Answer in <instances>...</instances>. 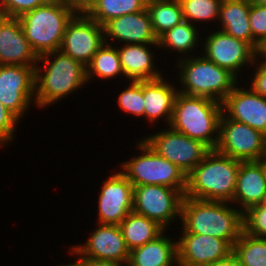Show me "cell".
<instances>
[{
    "label": "cell",
    "mask_w": 266,
    "mask_h": 266,
    "mask_svg": "<svg viewBox=\"0 0 266 266\" xmlns=\"http://www.w3.org/2000/svg\"><path fill=\"white\" fill-rule=\"evenodd\" d=\"M231 206V202L184 196L180 214L181 232L214 236L226 240L233 247L244 231V223L243 212Z\"/></svg>",
    "instance_id": "cell-1"
},
{
    "label": "cell",
    "mask_w": 266,
    "mask_h": 266,
    "mask_svg": "<svg viewBox=\"0 0 266 266\" xmlns=\"http://www.w3.org/2000/svg\"><path fill=\"white\" fill-rule=\"evenodd\" d=\"M87 82L86 67L62 51L40 55L35 66L36 107L48 108L77 92L75 90L81 89Z\"/></svg>",
    "instance_id": "cell-2"
},
{
    "label": "cell",
    "mask_w": 266,
    "mask_h": 266,
    "mask_svg": "<svg viewBox=\"0 0 266 266\" xmlns=\"http://www.w3.org/2000/svg\"><path fill=\"white\" fill-rule=\"evenodd\" d=\"M240 161L211 149L187 175L185 197L232 202Z\"/></svg>",
    "instance_id": "cell-3"
},
{
    "label": "cell",
    "mask_w": 266,
    "mask_h": 266,
    "mask_svg": "<svg viewBox=\"0 0 266 266\" xmlns=\"http://www.w3.org/2000/svg\"><path fill=\"white\" fill-rule=\"evenodd\" d=\"M222 114V103L206 97L190 96L178 92L169 127L203 142L210 149H215Z\"/></svg>",
    "instance_id": "cell-4"
},
{
    "label": "cell",
    "mask_w": 266,
    "mask_h": 266,
    "mask_svg": "<svg viewBox=\"0 0 266 266\" xmlns=\"http://www.w3.org/2000/svg\"><path fill=\"white\" fill-rule=\"evenodd\" d=\"M176 64L179 70L178 81L181 84L178 92L185 95L206 97L222 103L240 82L237 81L239 77L206 59L202 54L181 58Z\"/></svg>",
    "instance_id": "cell-5"
},
{
    "label": "cell",
    "mask_w": 266,
    "mask_h": 266,
    "mask_svg": "<svg viewBox=\"0 0 266 266\" xmlns=\"http://www.w3.org/2000/svg\"><path fill=\"white\" fill-rule=\"evenodd\" d=\"M76 13L57 0L18 17L26 39L39 57L60 49L67 24Z\"/></svg>",
    "instance_id": "cell-6"
},
{
    "label": "cell",
    "mask_w": 266,
    "mask_h": 266,
    "mask_svg": "<svg viewBox=\"0 0 266 266\" xmlns=\"http://www.w3.org/2000/svg\"><path fill=\"white\" fill-rule=\"evenodd\" d=\"M136 146L140 155H134L120 165V171L133 186L164 185L186 190L187 175L183 170L158 155L143 139H139Z\"/></svg>",
    "instance_id": "cell-7"
},
{
    "label": "cell",
    "mask_w": 266,
    "mask_h": 266,
    "mask_svg": "<svg viewBox=\"0 0 266 266\" xmlns=\"http://www.w3.org/2000/svg\"><path fill=\"white\" fill-rule=\"evenodd\" d=\"M184 193L164 185L133 186V212L156 221L167 231L174 220H180Z\"/></svg>",
    "instance_id": "cell-8"
},
{
    "label": "cell",
    "mask_w": 266,
    "mask_h": 266,
    "mask_svg": "<svg viewBox=\"0 0 266 266\" xmlns=\"http://www.w3.org/2000/svg\"><path fill=\"white\" fill-rule=\"evenodd\" d=\"M215 150L241 162L258 161L266 155V135L223 113Z\"/></svg>",
    "instance_id": "cell-9"
},
{
    "label": "cell",
    "mask_w": 266,
    "mask_h": 266,
    "mask_svg": "<svg viewBox=\"0 0 266 266\" xmlns=\"http://www.w3.org/2000/svg\"><path fill=\"white\" fill-rule=\"evenodd\" d=\"M142 138L158 155L188 175L211 150L203 142L179 133L169 126Z\"/></svg>",
    "instance_id": "cell-10"
},
{
    "label": "cell",
    "mask_w": 266,
    "mask_h": 266,
    "mask_svg": "<svg viewBox=\"0 0 266 266\" xmlns=\"http://www.w3.org/2000/svg\"><path fill=\"white\" fill-rule=\"evenodd\" d=\"M0 102L21 121L29 106L36 105L35 66L0 65Z\"/></svg>",
    "instance_id": "cell-11"
},
{
    "label": "cell",
    "mask_w": 266,
    "mask_h": 266,
    "mask_svg": "<svg viewBox=\"0 0 266 266\" xmlns=\"http://www.w3.org/2000/svg\"><path fill=\"white\" fill-rule=\"evenodd\" d=\"M104 43L103 26L86 13H78L67 24L59 50L87 67Z\"/></svg>",
    "instance_id": "cell-12"
},
{
    "label": "cell",
    "mask_w": 266,
    "mask_h": 266,
    "mask_svg": "<svg viewBox=\"0 0 266 266\" xmlns=\"http://www.w3.org/2000/svg\"><path fill=\"white\" fill-rule=\"evenodd\" d=\"M204 38L202 49L205 53L202 52V55L236 77L241 69L253 65L258 54L248 42L236 39L222 30L211 31Z\"/></svg>",
    "instance_id": "cell-13"
},
{
    "label": "cell",
    "mask_w": 266,
    "mask_h": 266,
    "mask_svg": "<svg viewBox=\"0 0 266 266\" xmlns=\"http://www.w3.org/2000/svg\"><path fill=\"white\" fill-rule=\"evenodd\" d=\"M97 204V223L119 225L133 211V184L121 171H114L103 181Z\"/></svg>",
    "instance_id": "cell-14"
},
{
    "label": "cell",
    "mask_w": 266,
    "mask_h": 266,
    "mask_svg": "<svg viewBox=\"0 0 266 266\" xmlns=\"http://www.w3.org/2000/svg\"><path fill=\"white\" fill-rule=\"evenodd\" d=\"M88 239L79 245H71L69 251L77 257L116 261L127 264L130 250L127 248L119 225L99 224ZM73 246V247H72Z\"/></svg>",
    "instance_id": "cell-15"
},
{
    "label": "cell",
    "mask_w": 266,
    "mask_h": 266,
    "mask_svg": "<svg viewBox=\"0 0 266 266\" xmlns=\"http://www.w3.org/2000/svg\"><path fill=\"white\" fill-rule=\"evenodd\" d=\"M181 235L177 239L178 266H209L233 252V247L226 240L214 236L196 233Z\"/></svg>",
    "instance_id": "cell-16"
},
{
    "label": "cell",
    "mask_w": 266,
    "mask_h": 266,
    "mask_svg": "<svg viewBox=\"0 0 266 266\" xmlns=\"http://www.w3.org/2000/svg\"><path fill=\"white\" fill-rule=\"evenodd\" d=\"M238 84L222 102L223 113L266 135V97ZM248 88V89H247Z\"/></svg>",
    "instance_id": "cell-17"
},
{
    "label": "cell",
    "mask_w": 266,
    "mask_h": 266,
    "mask_svg": "<svg viewBox=\"0 0 266 266\" xmlns=\"http://www.w3.org/2000/svg\"><path fill=\"white\" fill-rule=\"evenodd\" d=\"M38 56L26 39L18 17L0 15V65L36 66Z\"/></svg>",
    "instance_id": "cell-18"
},
{
    "label": "cell",
    "mask_w": 266,
    "mask_h": 266,
    "mask_svg": "<svg viewBox=\"0 0 266 266\" xmlns=\"http://www.w3.org/2000/svg\"><path fill=\"white\" fill-rule=\"evenodd\" d=\"M103 28L105 43L110 45H114L113 41H117L118 44H158V38L153 31L146 9L114 18ZM108 38L112 41H108Z\"/></svg>",
    "instance_id": "cell-19"
},
{
    "label": "cell",
    "mask_w": 266,
    "mask_h": 266,
    "mask_svg": "<svg viewBox=\"0 0 266 266\" xmlns=\"http://www.w3.org/2000/svg\"><path fill=\"white\" fill-rule=\"evenodd\" d=\"M150 47H149V46ZM123 46V47H122ZM158 44H122L117 46L119 60L125 79L128 81H145L158 79L163 76L155 67L152 47Z\"/></svg>",
    "instance_id": "cell-20"
},
{
    "label": "cell",
    "mask_w": 266,
    "mask_h": 266,
    "mask_svg": "<svg viewBox=\"0 0 266 266\" xmlns=\"http://www.w3.org/2000/svg\"><path fill=\"white\" fill-rule=\"evenodd\" d=\"M266 193V178L258 161L241 162L237 175L234 197L231 203L245 212L248 208L262 203ZM236 203H238L236 205Z\"/></svg>",
    "instance_id": "cell-21"
},
{
    "label": "cell",
    "mask_w": 266,
    "mask_h": 266,
    "mask_svg": "<svg viewBox=\"0 0 266 266\" xmlns=\"http://www.w3.org/2000/svg\"><path fill=\"white\" fill-rule=\"evenodd\" d=\"M164 78L162 76L143 81L144 117L149 124L165 118V122L167 121L169 125L172 118L174 101L179 88H175L174 83H170L169 80L167 82Z\"/></svg>",
    "instance_id": "cell-22"
},
{
    "label": "cell",
    "mask_w": 266,
    "mask_h": 266,
    "mask_svg": "<svg viewBox=\"0 0 266 266\" xmlns=\"http://www.w3.org/2000/svg\"><path fill=\"white\" fill-rule=\"evenodd\" d=\"M169 237L164 231L155 240L132 249L127 266H178L177 240Z\"/></svg>",
    "instance_id": "cell-23"
},
{
    "label": "cell",
    "mask_w": 266,
    "mask_h": 266,
    "mask_svg": "<svg viewBox=\"0 0 266 266\" xmlns=\"http://www.w3.org/2000/svg\"><path fill=\"white\" fill-rule=\"evenodd\" d=\"M248 0H222L218 22L223 32L252 46V31L249 22Z\"/></svg>",
    "instance_id": "cell-24"
},
{
    "label": "cell",
    "mask_w": 266,
    "mask_h": 266,
    "mask_svg": "<svg viewBox=\"0 0 266 266\" xmlns=\"http://www.w3.org/2000/svg\"><path fill=\"white\" fill-rule=\"evenodd\" d=\"M119 227L130 251L155 240L166 231L156 221L133 211L121 221Z\"/></svg>",
    "instance_id": "cell-25"
},
{
    "label": "cell",
    "mask_w": 266,
    "mask_h": 266,
    "mask_svg": "<svg viewBox=\"0 0 266 266\" xmlns=\"http://www.w3.org/2000/svg\"><path fill=\"white\" fill-rule=\"evenodd\" d=\"M199 30L197 26L190 22L183 21L158 38L159 48L166 49V51L170 49L171 52L176 51V53L182 54L181 56L179 54L178 59L184 58V55L190 57L192 55L190 53L201 44L203 37L199 36L201 35Z\"/></svg>",
    "instance_id": "cell-26"
},
{
    "label": "cell",
    "mask_w": 266,
    "mask_h": 266,
    "mask_svg": "<svg viewBox=\"0 0 266 266\" xmlns=\"http://www.w3.org/2000/svg\"><path fill=\"white\" fill-rule=\"evenodd\" d=\"M146 10L157 38L184 21L179 0H147Z\"/></svg>",
    "instance_id": "cell-27"
},
{
    "label": "cell",
    "mask_w": 266,
    "mask_h": 266,
    "mask_svg": "<svg viewBox=\"0 0 266 266\" xmlns=\"http://www.w3.org/2000/svg\"><path fill=\"white\" fill-rule=\"evenodd\" d=\"M147 0H94L87 15L101 26L110 20L146 9Z\"/></svg>",
    "instance_id": "cell-28"
},
{
    "label": "cell",
    "mask_w": 266,
    "mask_h": 266,
    "mask_svg": "<svg viewBox=\"0 0 266 266\" xmlns=\"http://www.w3.org/2000/svg\"><path fill=\"white\" fill-rule=\"evenodd\" d=\"M87 69V81L93 78L111 79L124 76V72L119 60L117 46L104 43L103 46L94 54Z\"/></svg>",
    "instance_id": "cell-29"
},
{
    "label": "cell",
    "mask_w": 266,
    "mask_h": 266,
    "mask_svg": "<svg viewBox=\"0 0 266 266\" xmlns=\"http://www.w3.org/2000/svg\"><path fill=\"white\" fill-rule=\"evenodd\" d=\"M233 253L241 266H266V238L242 232L233 245Z\"/></svg>",
    "instance_id": "cell-30"
},
{
    "label": "cell",
    "mask_w": 266,
    "mask_h": 266,
    "mask_svg": "<svg viewBox=\"0 0 266 266\" xmlns=\"http://www.w3.org/2000/svg\"><path fill=\"white\" fill-rule=\"evenodd\" d=\"M184 21L198 23L218 21L222 0H179ZM195 23V24H194Z\"/></svg>",
    "instance_id": "cell-31"
},
{
    "label": "cell",
    "mask_w": 266,
    "mask_h": 266,
    "mask_svg": "<svg viewBox=\"0 0 266 266\" xmlns=\"http://www.w3.org/2000/svg\"><path fill=\"white\" fill-rule=\"evenodd\" d=\"M118 96L120 109L129 115L144 117L143 81H129Z\"/></svg>",
    "instance_id": "cell-32"
},
{
    "label": "cell",
    "mask_w": 266,
    "mask_h": 266,
    "mask_svg": "<svg viewBox=\"0 0 266 266\" xmlns=\"http://www.w3.org/2000/svg\"><path fill=\"white\" fill-rule=\"evenodd\" d=\"M249 22L252 47L260 53L266 45V5H250Z\"/></svg>",
    "instance_id": "cell-33"
},
{
    "label": "cell",
    "mask_w": 266,
    "mask_h": 266,
    "mask_svg": "<svg viewBox=\"0 0 266 266\" xmlns=\"http://www.w3.org/2000/svg\"><path fill=\"white\" fill-rule=\"evenodd\" d=\"M244 232L251 236L266 238V207L254 205L243 212Z\"/></svg>",
    "instance_id": "cell-34"
},
{
    "label": "cell",
    "mask_w": 266,
    "mask_h": 266,
    "mask_svg": "<svg viewBox=\"0 0 266 266\" xmlns=\"http://www.w3.org/2000/svg\"><path fill=\"white\" fill-rule=\"evenodd\" d=\"M50 0H0V15L20 17Z\"/></svg>",
    "instance_id": "cell-35"
},
{
    "label": "cell",
    "mask_w": 266,
    "mask_h": 266,
    "mask_svg": "<svg viewBox=\"0 0 266 266\" xmlns=\"http://www.w3.org/2000/svg\"><path fill=\"white\" fill-rule=\"evenodd\" d=\"M20 121L0 102V146L13 142L15 127Z\"/></svg>",
    "instance_id": "cell-36"
},
{
    "label": "cell",
    "mask_w": 266,
    "mask_h": 266,
    "mask_svg": "<svg viewBox=\"0 0 266 266\" xmlns=\"http://www.w3.org/2000/svg\"><path fill=\"white\" fill-rule=\"evenodd\" d=\"M258 57H260L261 59ZM251 67H255L256 69L254 71V74H252L254 76H252V81H249L251 82L249 87L255 93L266 97V55L262 54L261 52L258 53L254 60L253 66Z\"/></svg>",
    "instance_id": "cell-37"
},
{
    "label": "cell",
    "mask_w": 266,
    "mask_h": 266,
    "mask_svg": "<svg viewBox=\"0 0 266 266\" xmlns=\"http://www.w3.org/2000/svg\"><path fill=\"white\" fill-rule=\"evenodd\" d=\"M67 8L73 10L76 14L87 13L92 7L94 0H57Z\"/></svg>",
    "instance_id": "cell-38"
},
{
    "label": "cell",
    "mask_w": 266,
    "mask_h": 266,
    "mask_svg": "<svg viewBox=\"0 0 266 266\" xmlns=\"http://www.w3.org/2000/svg\"><path fill=\"white\" fill-rule=\"evenodd\" d=\"M76 263L79 266H127V264H122L116 261L109 260H97L86 257H76Z\"/></svg>",
    "instance_id": "cell-39"
},
{
    "label": "cell",
    "mask_w": 266,
    "mask_h": 266,
    "mask_svg": "<svg viewBox=\"0 0 266 266\" xmlns=\"http://www.w3.org/2000/svg\"><path fill=\"white\" fill-rule=\"evenodd\" d=\"M209 266H241L237 256L232 252L227 257L212 263Z\"/></svg>",
    "instance_id": "cell-40"
},
{
    "label": "cell",
    "mask_w": 266,
    "mask_h": 266,
    "mask_svg": "<svg viewBox=\"0 0 266 266\" xmlns=\"http://www.w3.org/2000/svg\"><path fill=\"white\" fill-rule=\"evenodd\" d=\"M258 162L262 165L266 178V155H264L260 160H258Z\"/></svg>",
    "instance_id": "cell-41"
},
{
    "label": "cell",
    "mask_w": 266,
    "mask_h": 266,
    "mask_svg": "<svg viewBox=\"0 0 266 266\" xmlns=\"http://www.w3.org/2000/svg\"><path fill=\"white\" fill-rule=\"evenodd\" d=\"M252 5H266V0H248Z\"/></svg>",
    "instance_id": "cell-42"
},
{
    "label": "cell",
    "mask_w": 266,
    "mask_h": 266,
    "mask_svg": "<svg viewBox=\"0 0 266 266\" xmlns=\"http://www.w3.org/2000/svg\"><path fill=\"white\" fill-rule=\"evenodd\" d=\"M59 266H79V265L74 261V262H71L70 264H65V265L62 264V265H59Z\"/></svg>",
    "instance_id": "cell-43"
},
{
    "label": "cell",
    "mask_w": 266,
    "mask_h": 266,
    "mask_svg": "<svg viewBox=\"0 0 266 266\" xmlns=\"http://www.w3.org/2000/svg\"><path fill=\"white\" fill-rule=\"evenodd\" d=\"M261 205L266 207V193L264 195V198H263V201H262Z\"/></svg>",
    "instance_id": "cell-44"
},
{
    "label": "cell",
    "mask_w": 266,
    "mask_h": 266,
    "mask_svg": "<svg viewBox=\"0 0 266 266\" xmlns=\"http://www.w3.org/2000/svg\"><path fill=\"white\" fill-rule=\"evenodd\" d=\"M261 53L266 55V45L262 48Z\"/></svg>",
    "instance_id": "cell-45"
}]
</instances>
